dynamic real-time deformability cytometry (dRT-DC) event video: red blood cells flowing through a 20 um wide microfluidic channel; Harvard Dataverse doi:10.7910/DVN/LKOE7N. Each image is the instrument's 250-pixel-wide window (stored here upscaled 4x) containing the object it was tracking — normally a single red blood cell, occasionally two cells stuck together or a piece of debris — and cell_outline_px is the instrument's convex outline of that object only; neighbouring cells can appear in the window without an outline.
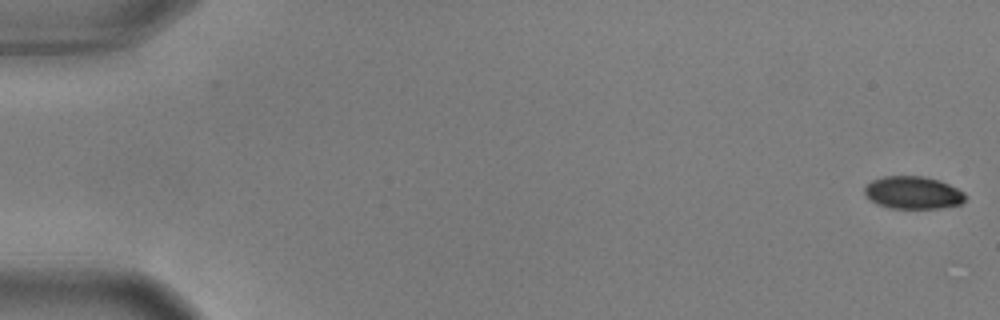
{"species": "common noctule bat (a hibernating species)", "species_latin": "Nyctalus noctula", "temperature_condition": "warm", "stored_images_in_passage": 8, "camera_frame_rate_fps": 3000, "um_per_image_px": 0.085, "animal": {"sex": "male", "body_mass_g": 17.9, "forearm_length_mm": 54.2}, "frame": {"image": 1, "passage_image": 1, "time_ms": 0.0, "image_size_px": [1000, 320], "cell_outline_px": [[964, 200], [960, 204], [940, 208], [888, 208], [876, 204], [864, 192], [864, 188], [872, 180], [884, 176], [924, 176], [940, 180], [964, 192]], "centroid_in_image_um": [77.59, 16.37], "position_along_channel_um": 7.4, "area_um2": 19.02}}